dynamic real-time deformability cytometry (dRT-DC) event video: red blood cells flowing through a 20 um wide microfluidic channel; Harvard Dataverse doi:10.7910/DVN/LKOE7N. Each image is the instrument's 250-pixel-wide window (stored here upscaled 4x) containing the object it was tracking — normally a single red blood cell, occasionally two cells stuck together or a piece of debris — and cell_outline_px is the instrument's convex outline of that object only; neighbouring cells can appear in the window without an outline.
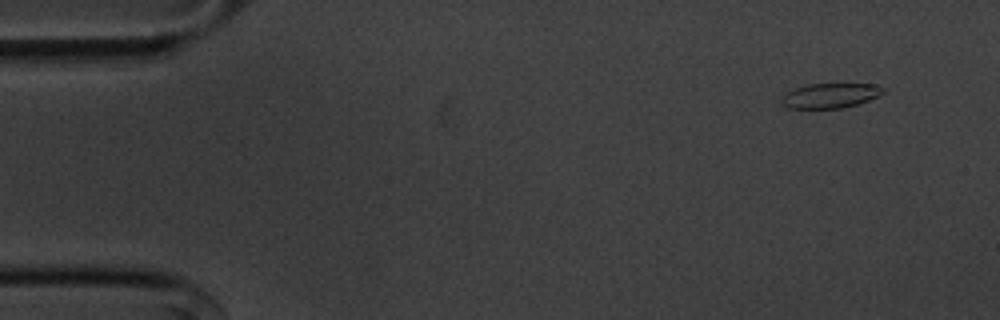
{"species": "common noctule bat (a hibernating species)", "species_latin": "Nyctalus noctula", "temperature_condition": "cold", "stored_images_in_passage": 52, "camera_frame_rate_fps": 3000, "um_per_image_px": 0.085, "animal": {"sex": "male", "body_mass_g": 20.1, "forearm_length_mm": 53.5}, "frame": {"image": 1, "passage_image": 1, "time_ms": 0.0, "image_size_px": [1000, 320], "cell_outline_px": [[884, 92], [868, 100], [856, 104], [840, 108], [788, 108], [780, 104], [780, 100], [788, 92], [796, 88], [808, 84], [876, 84], [884, 88]], "centroid_in_image_um": [70.55, 8.12], "position_along_channel_um": 14.5, "area_um2": 14.45}}
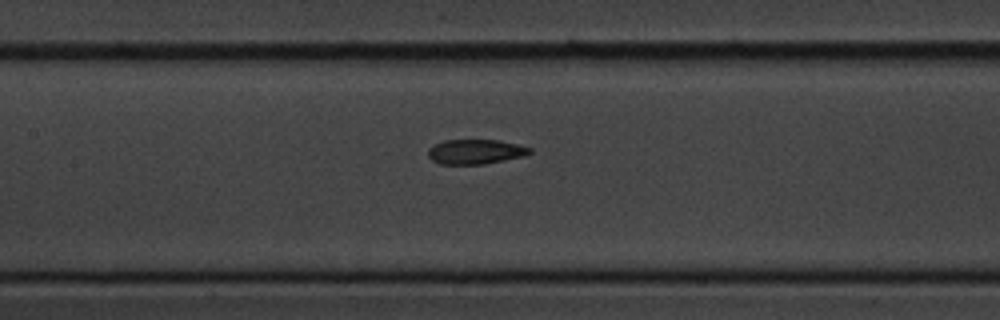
{"frame": {"image": 2, "passage_image": 22, "time_ms": 7.0, "image_size_px": [1000, 320], "cell_outline_px": [[532, 152], [524, 156], [484, 164], [440, 164], [432, 160], [428, 156], [428, 148], [444, 140], [500, 140], [532, 148]], "centroid_in_image_um": [40.42, 12.89], "position_along_channel_um": 167.0, "area_um2": 14.62}}
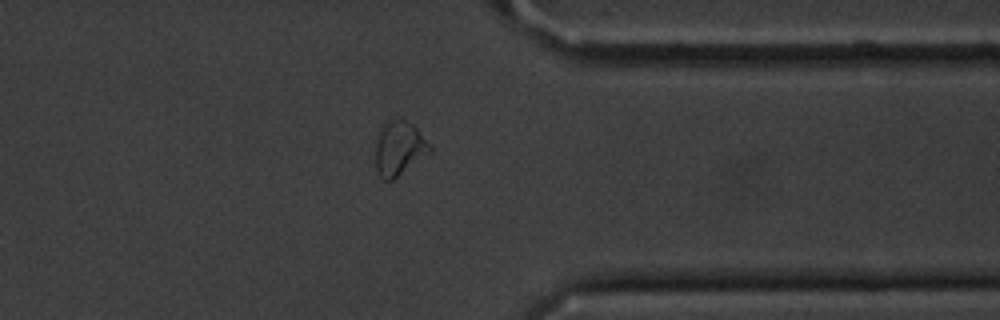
{"frame": {"image": 3, "passage_image": 40, "time_ms": 13.0, "image_size_px": [1000, 320], "cell_outline_px": [[432, 152], [392, 180], [384, 180], [376, 172], [376, 144], [380, 124], [384, 120], [404, 120], [412, 124], [432, 144]], "centroid_in_image_um": [33.93, 12.59], "position_along_channel_um": 377.5, "area_um2": 17.4}, "authors_computed_cell_mechanics": {"area_um2": 15.4615, "velocity_mm_per_s": 3.6201, "shape_relaxation_time_tau1_ms": 6.8536, "shape_relaxation_time_tau2_ms": 1.7343, "deformation_change_tau1": 0.2023, "deformation_change_tau2": 0.0738}}